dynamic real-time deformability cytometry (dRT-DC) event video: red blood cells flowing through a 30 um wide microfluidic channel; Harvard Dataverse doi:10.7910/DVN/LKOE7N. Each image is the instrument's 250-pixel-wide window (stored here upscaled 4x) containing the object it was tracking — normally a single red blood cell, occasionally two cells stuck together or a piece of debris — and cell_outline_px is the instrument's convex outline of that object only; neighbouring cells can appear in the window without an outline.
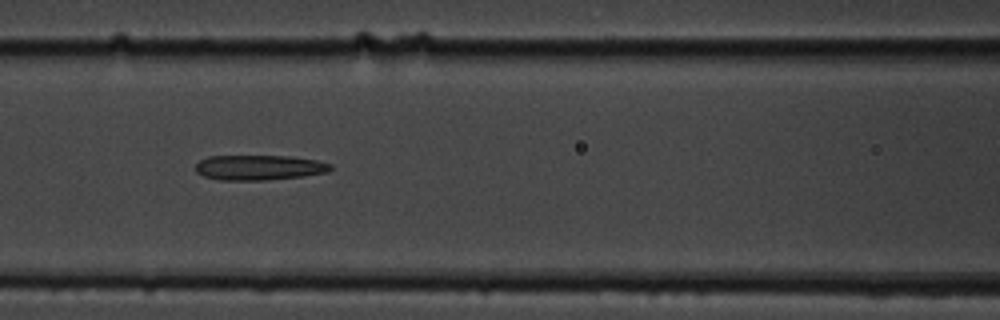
{"species": "common noctule bat (a hibernating species)", "species_latin": "Nyctalus noctula", "temperature_condition": "cold", "stored_images_in_passage": 7, "camera_frame_rate_fps": 3000, "um_per_image_px": 0.085, "animal": {"sex": "male", "body_mass_g": 19.5, "forearm_length_mm": 54.6}, "frame": {"image": 1, "passage_image": 7, "time_ms": 6.667, "image_size_px": [1000, 320], "cell_outline_px": [[332, 168], [328, 172], [300, 176], [264, 180], [220, 180], [204, 176], [196, 172], [196, 164], [200, 160], [208, 156], [292, 156], [316, 160], [332, 164]], "centroid_in_image_um": [22.02, 14.23], "position_along_channel_um": 144.6, "area_um2": 19.65}}